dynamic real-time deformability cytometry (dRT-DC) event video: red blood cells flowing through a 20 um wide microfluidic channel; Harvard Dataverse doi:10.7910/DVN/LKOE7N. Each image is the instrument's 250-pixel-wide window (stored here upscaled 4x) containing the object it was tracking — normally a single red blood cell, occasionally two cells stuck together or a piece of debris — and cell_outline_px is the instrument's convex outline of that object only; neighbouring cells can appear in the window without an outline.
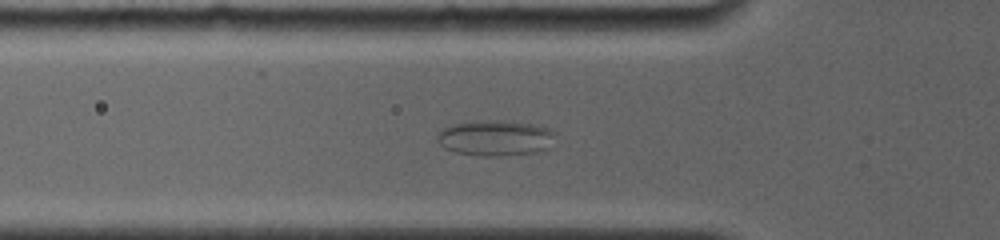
{"species": "common noctule bat (a hibernating species)", "species_latin": "Nyctalus noctula", "temperature_condition": "room temperature", "stored_images_in_passage": 37, "camera_frame_rate_fps": 4000, "um_per_image_px": 0.085, "animal": {"sex": "female", "body_mass_g": 19.0, "forearm_length_mm": 56.7}, "frame": {"image": 1, "passage_image": 13, "time_ms": 5.5, "image_size_px": [1000, 240], "cell_outline_px": [[552, 136], [544, 148], [536, 152], [500, 156], [476, 156], [456, 152], [444, 148], [436, 140], [436, 136], [440, 128], [464, 120], [504, 120], [532, 124], [548, 128], [552, 132]], "centroid_in_image_um": [41.94, 11.7], "position_along_channel_um": 83.9, "area_um2": 24.57}}
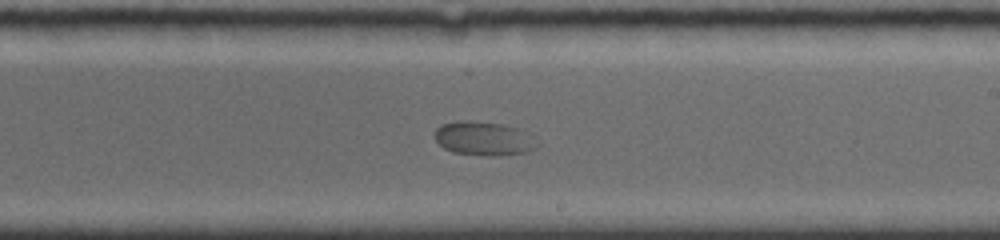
{"frame": {"image": 2, "passage_image": 23, "time_ms": 10.0, "image_size_px": [1000, 240], "cell_outline_px": [[540, 144], [536, 148], [524, 152], [500, 156], [484, 156], [452, 152], [444, 148], [436, 140], [436, 128], [440, 124], [456, 120], [464, 120], [504, 124], [520, 128]], "centroid_in_image_um": [41.11, 11.77], "position_along_channel_um": 247.9, "area_um2": 20.4}}
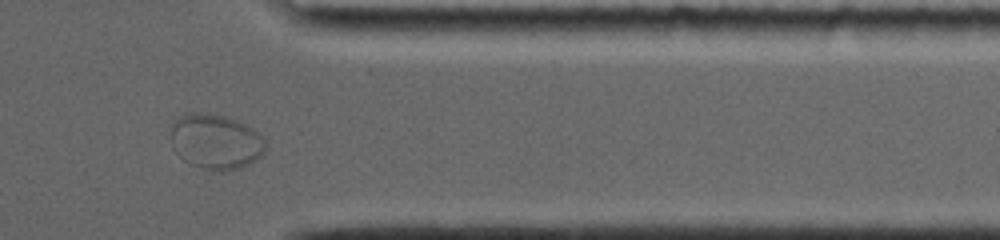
{"frame": {"image": 3, "passage_image": 34, "time_ms": 14.0, "image_size_px": [1000, 240], "cell_outline_px": [[268, 148], [256, 160], [240, 168], [224, 172], [200, 168], [188, 164], [172, 148], [172, 124], [184, 112], [196, 112], [224, 116], [236, 120], [260, 132]], "centroid_in_image_um": [18.35, 12.05], "position_along_channel_um": 393.1, "area_um2": 30.69}}